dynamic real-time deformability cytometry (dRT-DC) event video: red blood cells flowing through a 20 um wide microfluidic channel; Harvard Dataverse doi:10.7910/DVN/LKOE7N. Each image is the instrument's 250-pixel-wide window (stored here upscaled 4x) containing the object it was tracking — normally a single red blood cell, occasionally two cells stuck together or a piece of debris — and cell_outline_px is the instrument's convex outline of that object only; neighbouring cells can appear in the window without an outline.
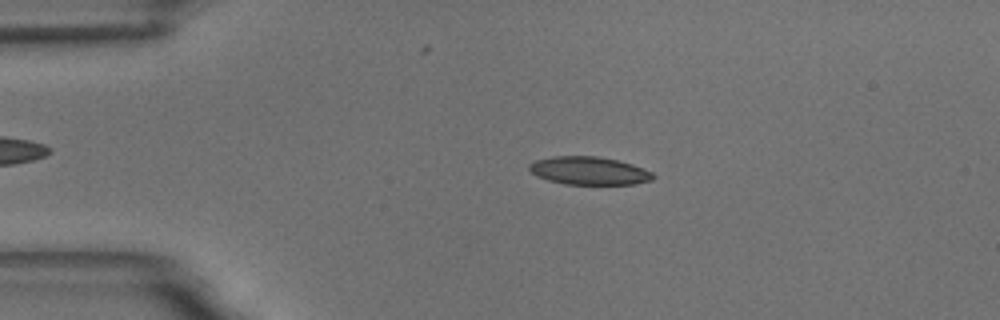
{"species": "common noctule bat (a hibernating species)", "species_latin": "Nyctalus noctula", "temperature_condition": "room temperature", "stored_images_in_passage": 54, "camera_frame_rate_fps": 3000, "um_per_image_px": 0.085, "animal": {"sex": "male", "body_mass_g": 18.8}, "frame": {"image": 1, "passage_image": 11, "time_ms": 3.333, "image_size_px": [1000, 320], "cell_outline_px": [[656, 176], [652, 180], [632, 184], [564, 184], [548, 180], [536, 176], [528, 168], [528, 164], [536, 160], [552, 156], [596, 156], [616, 160], [632, 164], [644, 168], [652, 172]], "centroid_in_image_um": [50.06, 14.51], "position_along_channel_um": 34.9, "area_um2": 20.23}}
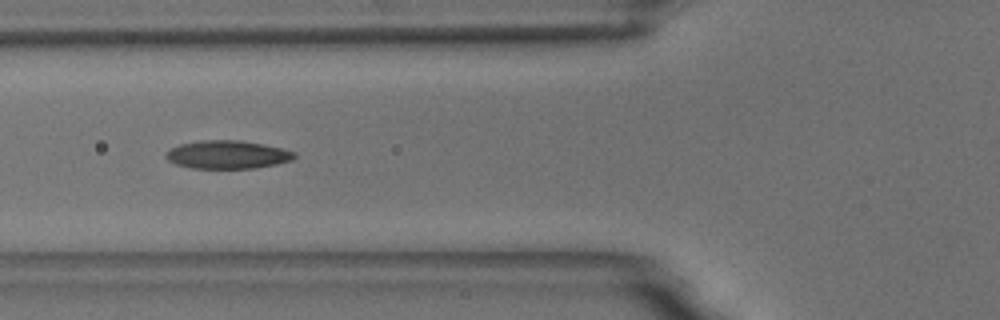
{"frame": {"image": 2, "passage_image": 20, "time_ms": 6.333, "image_size_px": [1000, 320], "cell_outline_px": [[296, 156], [292, 160], [276, 164], [256, 168], [192, 168], [176, 164], [168, 160], [164, 156], [172, 148], [180, 144], [200, 140], [240, 140], [264, 144], [296, 152]], "centroid_in_image_um": [19.35, 13.14], "position_along_channel_um": 106.5, "area_um2": 21.04}}
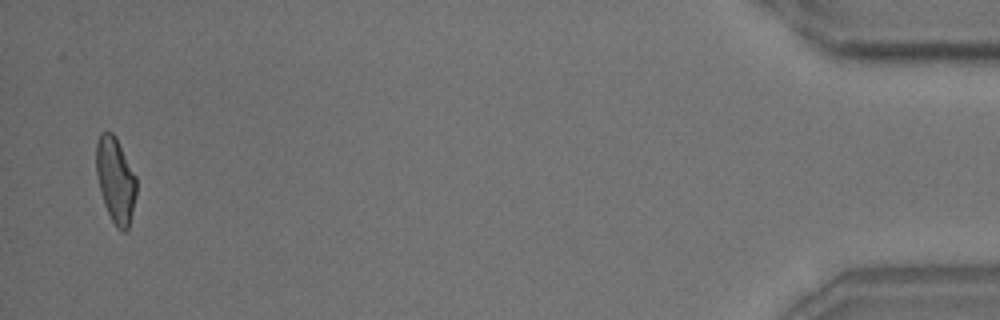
{"frame": {"image": 3, "passage_image": 53, "time_ms": 17.333, "image_size_px": [1000, 320], "cell_outline_px": [[136, 196], [128, 228], [124, 232], [116, 228], [104, 204], [100, 192], [96, 172], [96, 144], [100, 132], [112, 132], [116, 136], [136, 176]], "centroid_in_image_um": [9.81, 15.29], "position_along_channel_um": 425.4, "area_um2": 20.06}, "authors_computed_cell_mechanics": {"area_um2": 20.4323, "velocity_mm_per_s": 3.6751, "shape_relaxation_time_tau1_ms": 6.9739, "shape_relaxation_time_tau2_ms": 2.6264, "deformation_change_tau1": 0.1762, "deformation_change_tau2": 0.1016}}